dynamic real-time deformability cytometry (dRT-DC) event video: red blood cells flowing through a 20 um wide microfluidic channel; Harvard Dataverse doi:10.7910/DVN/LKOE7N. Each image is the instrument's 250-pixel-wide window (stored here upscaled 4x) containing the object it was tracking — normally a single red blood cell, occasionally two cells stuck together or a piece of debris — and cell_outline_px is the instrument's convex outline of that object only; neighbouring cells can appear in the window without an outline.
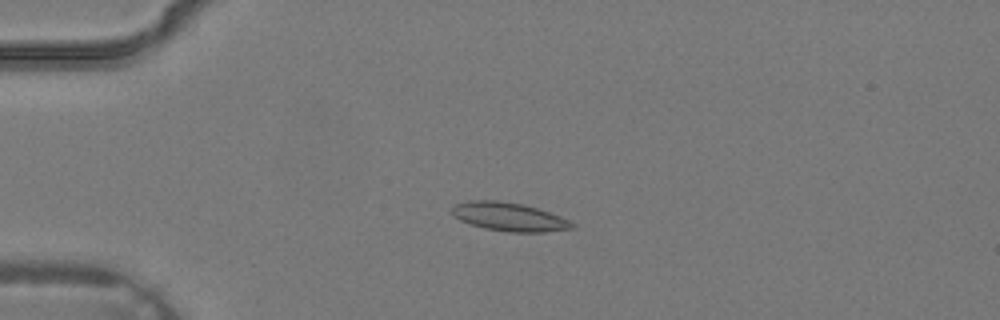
{"species": "common noctule bat (a hibernating species)", "species_latin": "Nyctalus noctula", "temperature_condition": "warm", "stored_images_in_passage": 4, "camera_frame_rate_fps": 3000, "um_per_image_px": 0.085, "animal": {"sex": "male", "body_mass_g": 19.2, "forearm_length_mm": 51.8}, "frame": {"image": 1, "passage_image": 3, "time_ms": 0.667, "image_size_px": [1000, 320], "cell_outline_px": [[576, 228], [544, 232], [508, 232], [484, 228], [460, 220], [452, 216], [452, 208], [456, 204], [468, 200], [496, 200], [524, 204], [560, 216], [576, 224]], "centroid_in_image_um": [43.28, 18.43], "position_along_channel_um": 41.7, "area_um2": 20.0}}